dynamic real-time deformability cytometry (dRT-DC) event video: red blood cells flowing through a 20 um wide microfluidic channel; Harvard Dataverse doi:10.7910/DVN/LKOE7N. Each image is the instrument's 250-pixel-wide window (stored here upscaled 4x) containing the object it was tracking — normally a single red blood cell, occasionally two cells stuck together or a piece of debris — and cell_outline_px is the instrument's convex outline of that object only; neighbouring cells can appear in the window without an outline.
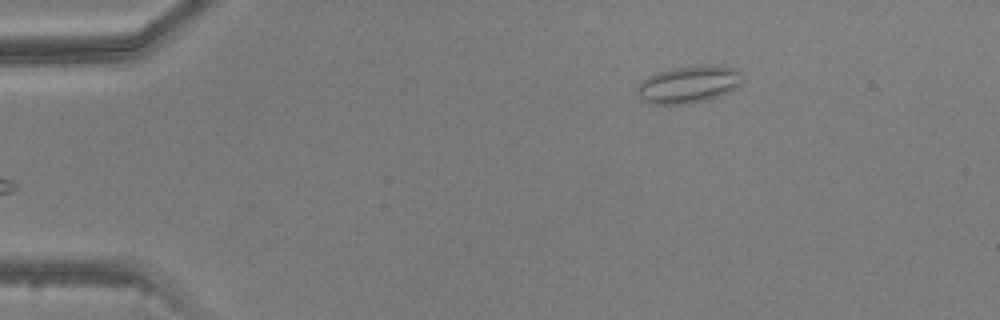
{"species": "common noctule bat (a hibernating species)", "species_latin": "Nyctalus noctula", "temperature_condition": "warm", "stored_images_in_passage": 3, "camera_frame_rate_fps": 3000, "um_per_image_px": 0.085, "animal": {"sex": "male", "body_mass_g": 20.5, "forearm_length_mm": 52.5}, "frame": {"image": 1, "passage_image": 3, "time_ms": 2.333, "image_size_px": [1000, 320], "cell_outline_px": [[744, 80], [740, 84], [728, 92], [720, 96], [704, 100], [684, 104], [648, 104], [640, 100], [636, 92], [636, 88], [648, 76], [656, 72], [672, 68], [708, 64], [736, 68], [740, 72]], "centroid_in_image_um": [58.52, 7.17], "position_along_channel_um": 26.5, "area_um2": 23.0}}